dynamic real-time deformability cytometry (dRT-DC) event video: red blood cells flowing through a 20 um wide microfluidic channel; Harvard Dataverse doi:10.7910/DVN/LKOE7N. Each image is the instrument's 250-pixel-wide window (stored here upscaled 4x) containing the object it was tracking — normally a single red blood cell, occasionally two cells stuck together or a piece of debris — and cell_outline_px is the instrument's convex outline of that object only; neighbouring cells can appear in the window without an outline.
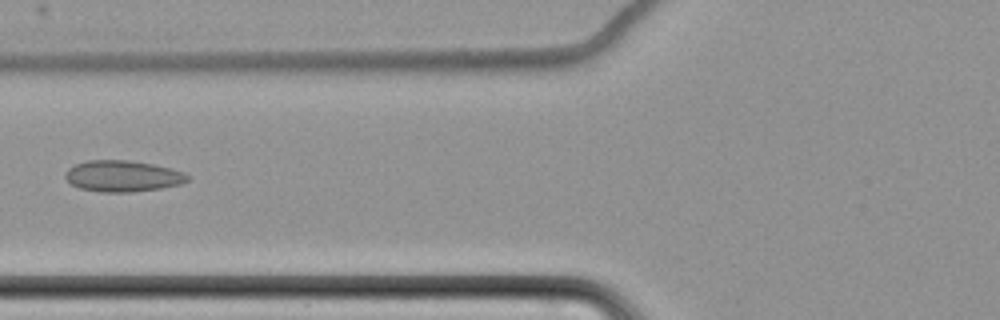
{"species": "common noctule bat (a hibernating species)", "species_latin": "Nyctalus noctula", "temperature_condition": "cold", "stored_images_in_passage": 3, "camera_frame_rate_fps": 3000, "um_per_image_px": 0.085, "animal": {"sex": "female", "body_mass_g": 22.7, "forearm_length_mm": 54.2}, "frame": {"image": 1, "passage_image": 2, "time_ms": 1.333, "image_size_px": [1000, 320], "cell_outline_px": [[188, 180], [180, 184], [160, 188], [132, 192], [100, 192], [80, 188], [72, 184], [64, 176], [64, 172], [68, 168], [76, 164], [88, 160], [128, 160], [152, 164], [172, 168], [184, 172], [188, 176]], "centroid_in_image_um": [10.41, 14.96], "position_along_channel_um": 115.4, "area_um2": 22.2}}
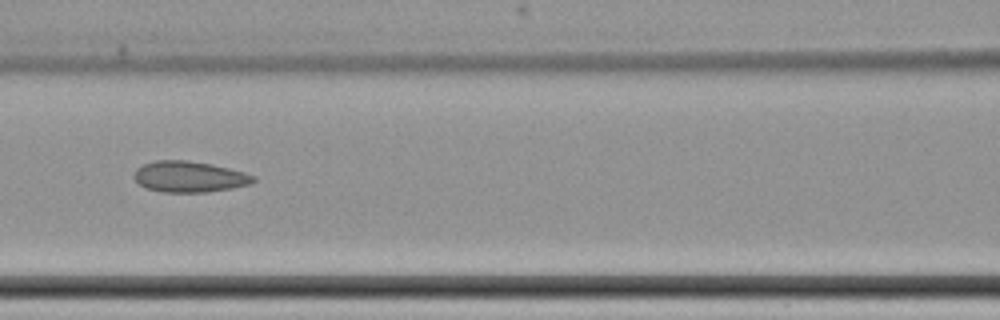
{"frame": {"image": 2, "passage_image": 3, "time_ms": 2.333, "image_size_px": [1000, 320], "cell_outline_px": [[256, 180], [252, 184], [232, 188], [208, 192], [160, 192], [144, 188], [132, 176], [136, 168], [144, 164], [156, 160], [188, 160], [212, 164], [244, 172], [256, 176]], "centroid_in_image_um": [16.09, 15.02], "position_along_channel_um": 150.5, "area_um2": 21.79}}